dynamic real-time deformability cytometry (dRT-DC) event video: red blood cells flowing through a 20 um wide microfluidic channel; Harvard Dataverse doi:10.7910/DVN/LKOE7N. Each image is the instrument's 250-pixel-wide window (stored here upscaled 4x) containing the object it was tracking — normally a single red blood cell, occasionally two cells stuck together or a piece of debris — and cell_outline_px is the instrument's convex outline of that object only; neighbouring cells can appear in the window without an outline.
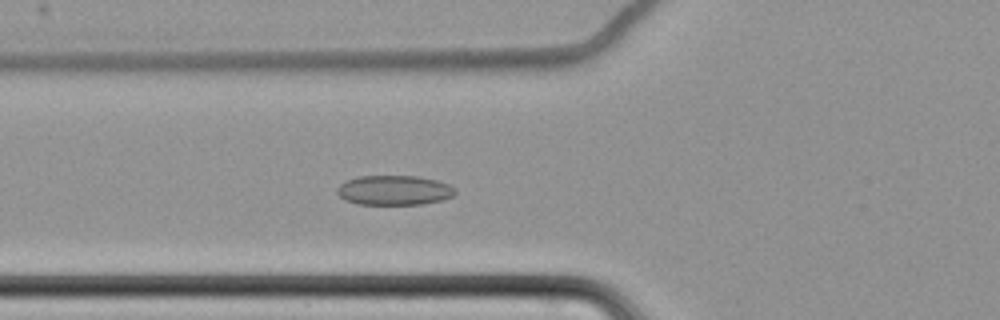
{"species": "common noctule bat (a hibernating species)", "species_latin": "Nyctalus noctula", "temperature_condition": "cold", "stored_images_in_passage": 65, "camera_frame_rate_fps": 3000, "um_per_image_px": 0.085, "animal": {"sex": "female", "body_mass_g": 22.7, "forearm_length_mm": 54.2}, "frame": {"image": 1, "passage_image": 28, "time_ms": 9.0, "image_size_px": [1000, 320], "cell_outline_px": [[456, 192], [452, 196], [440, 200], [420, 204], [360, 204], [344, 200], [336, 192], [336, 188], [340, 184], [348, 180], [360, 176], [416, 176], [436, 180], [448, 184], [456, 188]], "centroid_in_image_um": [33.49, 16.17], "position_along_channel_um": 92.3, "area_um2": 20.29}}
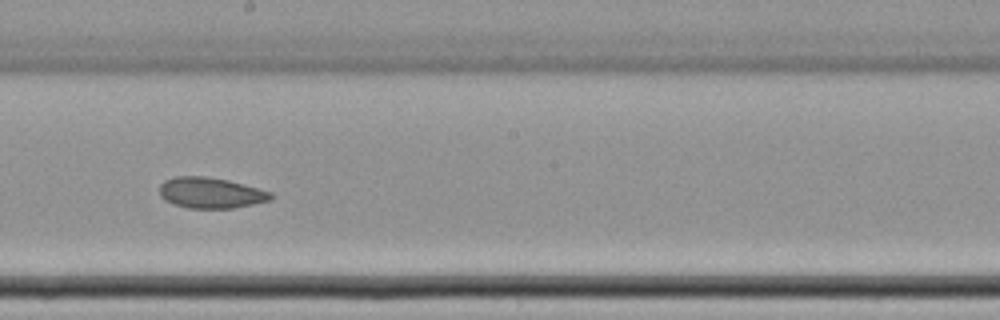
{"frame": {"image": 2, "passage_image": 40, "time_ms": 13.0, "image_size_px": [1000, 320], "cell_outline_px": [[272, 200], [232, 208], [188, 208], [172, 204], [164, 200], [160, 196], [160, 184], [164, 180], [176, 176], [204, 176], [228, 180], [272, 192]], "centroid_in_image_um": [17.88, 16.39], "position_along_channel_um": 230.3, "area_um2": 20.0}}
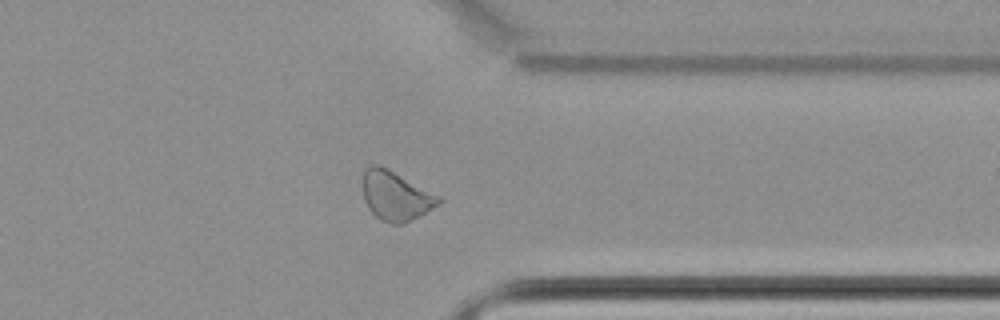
{"frame": {"image": 3, "passage_image": 53, "time_ms": 17.333, "image_size_px": [1000, 320], "cell_outline_px": [[440, 204], [420, 216], [400, 224], [392, 224], [380, 220], [368, 208], [364, 200], [364, 168], [372, 164], [380, 164], [440, 196]], "centroid_in_image_um": [33.63, 16.64], "position_along_channel_um": 377.8, "area_um2": 21.68}, "authors_computed_cell_mechanics": {"area_um2": 22.1374, "velocity_mm_per_s": 3.4548, "shape_relaxation_time_tau1_ms": null, "shape_relaxation_time_tau2_ms": 3.1126, "deformation_change_tau1": null, "deformation_change_tau2": 0.0774}}